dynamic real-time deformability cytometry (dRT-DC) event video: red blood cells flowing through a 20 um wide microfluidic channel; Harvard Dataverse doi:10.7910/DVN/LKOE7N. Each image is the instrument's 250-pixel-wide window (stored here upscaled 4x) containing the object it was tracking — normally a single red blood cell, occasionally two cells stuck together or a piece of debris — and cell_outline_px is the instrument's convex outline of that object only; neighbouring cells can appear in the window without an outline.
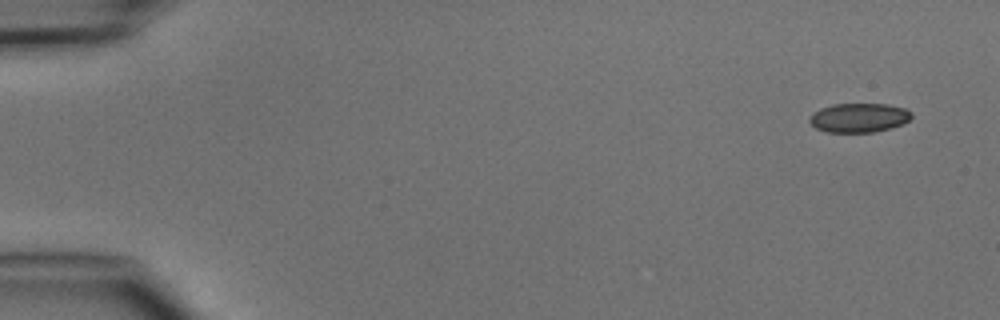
{"species": "common noctule bat (a hibernating species)", "species_latin": "Nyctalus noctula", "temperature_condition": "cold", "stored_images_in_passage": 5, "camera_frame_rate_fps": 3000, "um_per_image_px": 0.085, "animal": {"sex": "male", "body_mass_g": 15.6}, "frame": {"image": 1, "passage_image": 1, "time_ms": 0.0, "image_size_px": [1000, 320], "cell_outline_px": [[912, 116], [904, 124], [872, 132], [828, 132], [816, 128], [808, 120], [812, 112], [820, 108], [832, 104], [888, 104], [904, 108], [912, 112]], "centroid_in_image_um": [72.99, 9.99], "position_along_channel_um": 12.0, "area_um2": 17.34}}
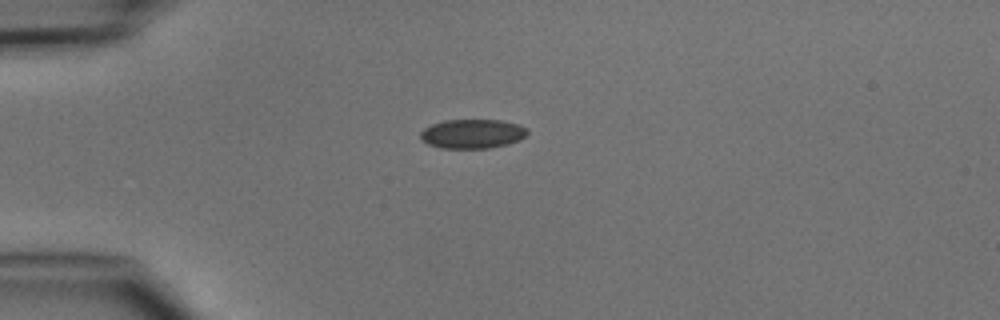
{"frame": {"image": 2, "passage_image": 3, "time_ms": 3.333, "image_size_px": [1000, 320], "cell_outline_px": [[528, 132], [520, 140], [508, 144], [488, 148], [440, 148], [428, 144], [420, 136], [420, 132], [424, 128], [432, 124], [444, 120], [500, 120], [520, 124], [528, 128]], "centroid_in_image_um": [40.18, 11.36], "position_along_channel_um": 44.8, "area_um2": 18.26}}
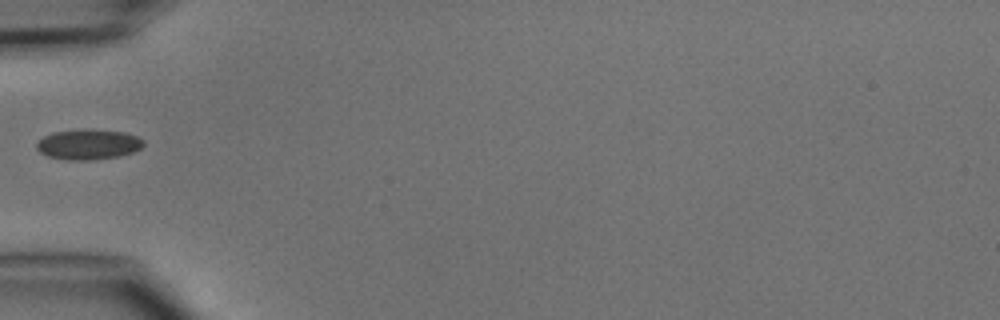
{"frame": {"image": 3, "passage_image": 4, "time_ms": 4.667, "image_size_px": [1000, 320], "cell_outline_px": [[144, 144], [140, 148], [132, 152], [120, 156], [88, 160], [68, 160], [48, 156], [40, 152], [36, 148], [36, 140], [52, 132], [84, 128], [124, 132], [136, 136], [144, 140]], "centroid_in_image_um": [7.47, 12.26], "position_along_channel_um": 77.5, "area_um2": 19.02}}